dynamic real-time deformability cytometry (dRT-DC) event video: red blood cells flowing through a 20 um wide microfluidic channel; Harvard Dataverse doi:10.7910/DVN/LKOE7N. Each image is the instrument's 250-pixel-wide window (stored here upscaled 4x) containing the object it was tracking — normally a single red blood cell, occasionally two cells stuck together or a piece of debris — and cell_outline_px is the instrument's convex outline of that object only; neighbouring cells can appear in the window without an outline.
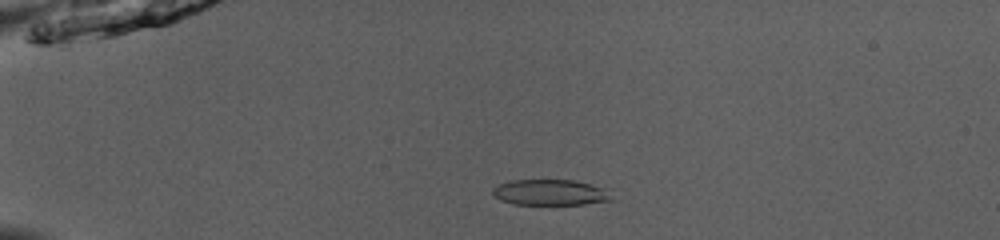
{"species": "common noctule bat (a hibernating species)", "species_latin": "Nyctalus noctula", "temperature_condition": "room temperature", "stored_images_in_passage": 52, "camera_frame_rate_fps": 3000, "um_per_image_px": 0.085, "animal": {"sex": "male", "body_mass_g": 13.0, "forearm_length_mm": 53.1}, "frame": {"image": 1, "passage_image": 13, "time_ms": 4.0, "image_size_px": [1000, 240], "cell_outline_px": [[616, 200], [584, 204], [512, 204], [500, 200], [492, 192], [492, 188], [508, 180], [572, 180], [612, 188]], "centroid_in_image_um": [46.92, 16.35], "position_along_channel_um": 38.1, "area_um2": 18.38}}
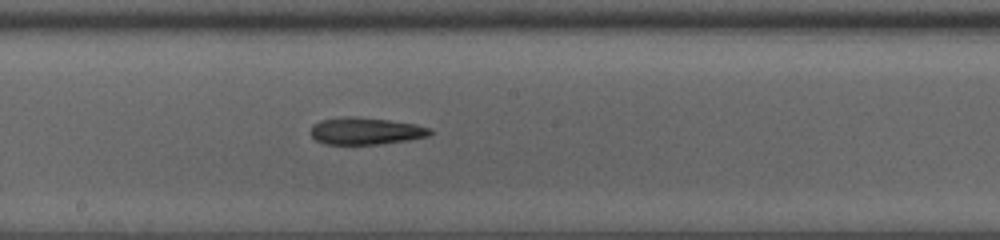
{"frame": {"image": 2, "passage_image": 30, "time_ms": 9.667, "image_size_px": [1000, 240], "cell_outline_px": [[436, 132], [428, 136], [408, 140], [380, 144], [324, 144], [316, 140], [308, 132], [312, 124], [320, 120], [348, 116], [352, 116], [388, 120], [416, 124], [432, 128]], "centroid_in_image_um": [31.08, 11.13], "position_along_channel_um": 217.1, "area_um2": 19.07}}
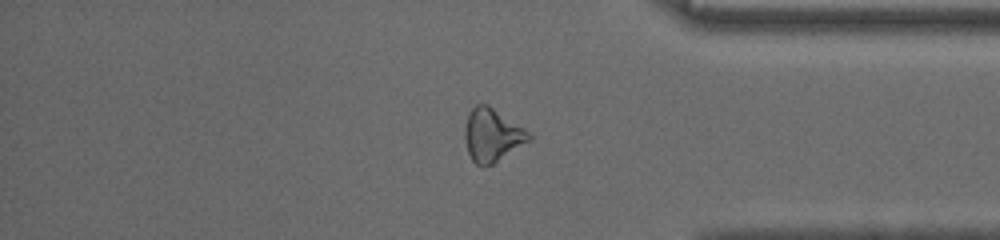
{"frame": {"image": 3, "passage_image": 44, "time_ms": 14.333, "image_size_px": [1000, 240], "cell_outline_px": [[532, 140], [492, 164], [480, 168], [472, 160], [468, 152], [464, 140], [464, 128], [468, 112], [476, 104], [488, 104], [524, 128], [532, 136]], "centroid_in_image_um": [41.81, 11.49], "position_along_channel_um": 393.4, "area_um2": 20.0}}